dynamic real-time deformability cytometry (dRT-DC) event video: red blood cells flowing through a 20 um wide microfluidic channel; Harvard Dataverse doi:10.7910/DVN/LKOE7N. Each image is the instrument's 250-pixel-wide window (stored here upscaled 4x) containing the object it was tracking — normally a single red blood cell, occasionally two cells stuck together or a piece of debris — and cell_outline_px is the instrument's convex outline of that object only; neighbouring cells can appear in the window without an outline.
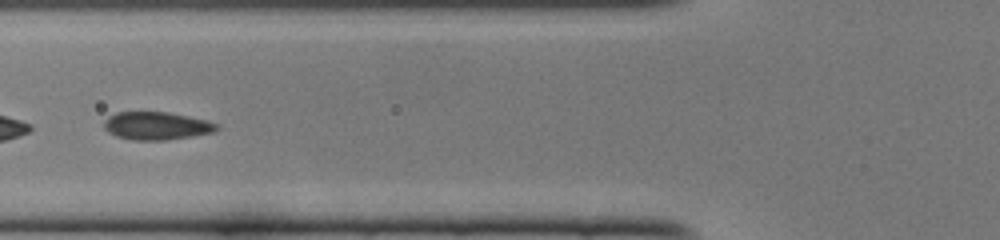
{"species": "common noctule bat (a hibernating species)", "species_latin": "Nyctalus noctula", "temperature_condition": "cold", "stored_images_in_passage": 36, "camera_frame_rate_fps": 3000, "um_per_image_px": 0.085, "animal": {"sex": "female", "body_mass_g": 22.0, "forearm_length_mm": 56.7}, "frame": {"image": 1, "passage_image": 7, "time_ms": 2.0, "image_size_px": [1000, 240], "cell_outline_px": [[220, 128], [216, 132], [168, 140], [132, 140], [116, 136], [108, 132], [104, 128], [104, 120], [108, 116], [116, 112], [168, 112], [188, 116], [220, 124]], "centroid_in_image_um": [13.32, 10.7], "position_along_channel_um": 112.5, "area_um2": 18.5}}
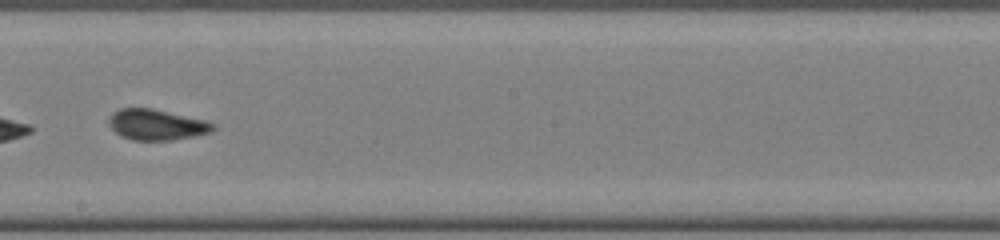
{"frame": {"image": 2, "passage_image": 16, "time_ms": 5.0, "image_size_px": [1000, 240], "cell_outline_px": [[216, 128], [212, 132], [172, 140], [132, 140], [120, 136], [108, 124], [108, 116], [112, 112], [120, 108], [152, 108], [204, 120], [216, 124]], "centroid_in_image_um": [13.28, 10.59], "position_along_channel_um": 234.9, "area_um2": 18.73}}
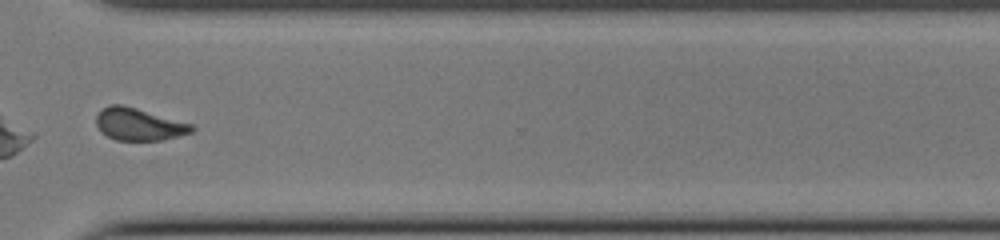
{"frame": {"image": 3, "passage_image": 25, "time_ms": 8.0, "image_size_px": [1000, 240], "cell_outline_px": [[196, 128], [192, 132], [164, 140], [116, 140], [100, 132], [96, 124], [96, 116], [108, 104], [120, 104], [136, 108], [192, 124]], "centroid_in_image_um": [11.8, 10.57], "position_along_channel_um": 358.8, "area_um2": 17.86}, "authors_computed_cell_mechanics": {"area_um2": 18.5538, "velocity_mm_per_s": 4.1013, "shape_relaxation_time_tau1_ms": 7.7906, "shape_relaxation_time_tau2_ms": 1.1322, "deformation_change_tau1": 0.1257, "deformation_change_tau2": 0.0559}}